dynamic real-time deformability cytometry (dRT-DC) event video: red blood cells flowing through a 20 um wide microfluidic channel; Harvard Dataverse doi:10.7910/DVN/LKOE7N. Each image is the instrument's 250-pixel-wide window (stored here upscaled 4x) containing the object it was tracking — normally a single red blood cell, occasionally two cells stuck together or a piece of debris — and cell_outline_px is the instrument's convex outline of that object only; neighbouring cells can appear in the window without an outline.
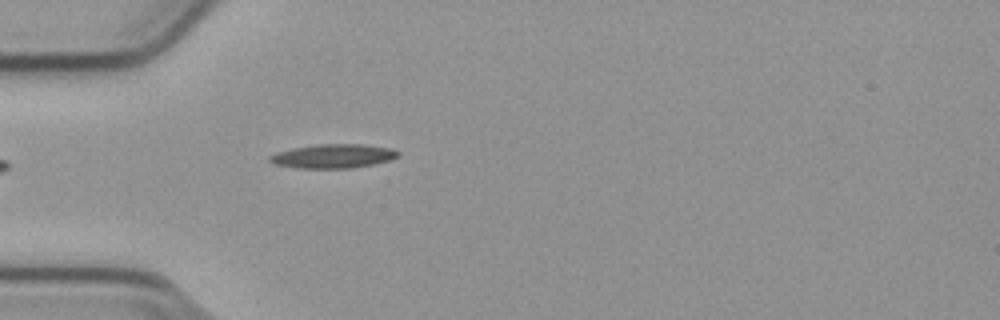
{"species": "common noctule bat (a hibernating species)", "species_latin": "Nyctalus noctula", "temperature_condition": "cold", "stored_images_in_passage": 39, "camera_frame_rate_fps": 3000, "um_per_image_px": 0.085, "animal": {"sex": "male", "body_mass_g": 23.1, "forearm_length_mm": 52.7}, "frame": {"image": 1, "passage_image": 1, "time_ms": 0.0, "image_size_px": [1000, 320], "cell_outline_px": [[400, 156], [392, 160], [352, 168], [296, 168], [276, 164], [268, 160], [268, 156], [276, 152], [292, 148], [316, 144], [364, 144], [392, 148], [400, 152]], "centroid_in_image_um": [28.35, 13.26], "position_along_channel_um": 56.7, "area_um2": 18.15}}
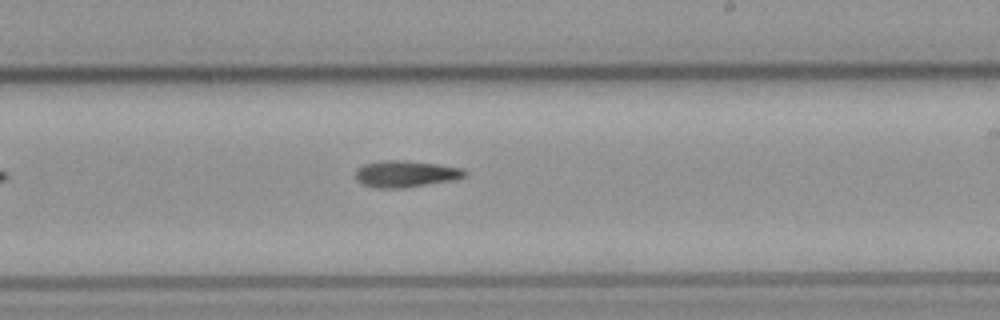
{"frame": {"image": 2, "passage_image": 17, "time_ms": 5.333, "image_size_px": [1000, 320], "cell_outline_px": [[468, 176], [456, 180], [404, 188], [372, 188], [360, 184], [356, 180], [356, 168], [364, 164], [380, 160], [404, 160], [436, 164], [464, 168], [468, 172]], "centroid_in_image_um": [34.49, 14.79], "position_along_channel_um": 254.5, "area_um2": 17.4}}
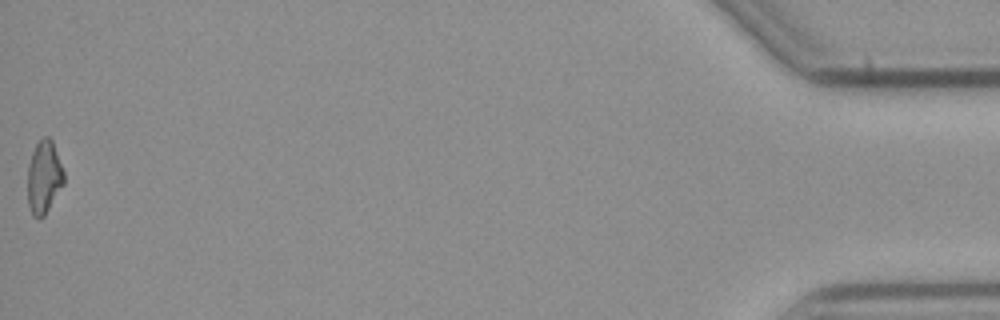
{"frame": {"image": 3, "passage_image": 39, "time_ms": 12.667, "image_size_px": [1000, 320], "cell_outline_px": [[64, 184], [44, 216], [40, 220], [32, 216], [28, 204], [28, 164], [32, 152], [36, 144], [44, 136], [48, 136], [52, 140], [64, 172]], "centroid_in_image_um": [3.73, 15.08], "position_along_channel_um": 431.5, "area_um2": 15.49}}